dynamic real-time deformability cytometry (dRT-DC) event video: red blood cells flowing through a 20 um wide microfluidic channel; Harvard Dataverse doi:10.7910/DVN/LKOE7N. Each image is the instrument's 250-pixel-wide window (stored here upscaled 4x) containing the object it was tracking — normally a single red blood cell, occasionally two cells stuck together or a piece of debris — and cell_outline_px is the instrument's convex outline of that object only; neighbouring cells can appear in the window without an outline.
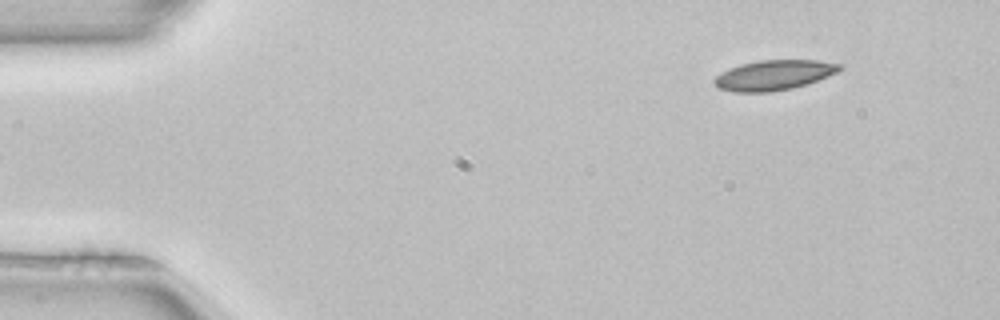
{"species": "common noctule bat (a hibernating species)", "species_latin": "Nyctalus noctula", "temperature_condition": "room temperature", "stored_images_in_passage": 5, "segment_of_instrument_passage": [2, 2], "camera_frame_rate_fps": 3000, "um_per_image_px": 0.085, "animal": {"sex": "female", "body_mass_g": 22.7, "forearm_length_mm": 54.2}, "frame": {"image": 1, "passage_image": 5, "time_ms": 1.333, "image_size_px": [1000, 320], "cell_outline_px": [[844, 68], [828, 76], [792, 88], [772, 92], [736, 92], [720, 88], [712, 80], [716, 76], [740, 64], [760, 60], [816, 60], [844, 64]], "centroid_in_image_um": [65.82, 6.37], "position_along_channel_um": 19.2, "area_um2": 21.68}}